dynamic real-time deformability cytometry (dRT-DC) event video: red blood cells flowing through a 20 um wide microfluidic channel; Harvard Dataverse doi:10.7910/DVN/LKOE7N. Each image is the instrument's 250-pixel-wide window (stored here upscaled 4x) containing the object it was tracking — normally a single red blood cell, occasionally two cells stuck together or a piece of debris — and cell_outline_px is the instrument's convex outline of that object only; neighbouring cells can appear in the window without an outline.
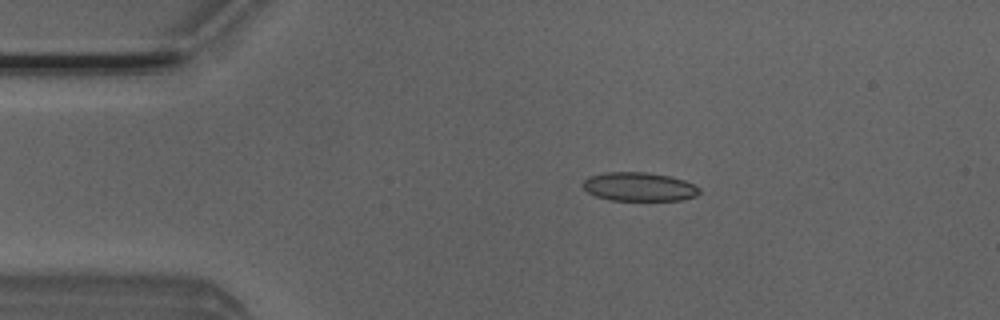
{"species": "Egyptian fruit bat (a non-hibernating species)", "species_latin": "Rousettus aegyptiacus", "temperature_condition": "room temperature", "stored_images_in_passage": 50, "camera_frame_rate_fps": 3000, "um_per_image_px": 0.085, "animal": {"sex": "male"}, "frame": {"image": 1, "passage_image": 9, "time_ms": 2.667, "image_size_px": [1000, 320], "cell_outline_px": [[700, 192], [696, 196], [680, 200], [608, 200], [596, 196], [588, 192], [580, 184], [588, 176], [608, 172], [644, 172], [668, 176], [684, 180], [700, 188]], "centroid_in_image_um": [54.29, 15.87], "position_along_channel_um": 30.7, "area_um2": 19.48}}
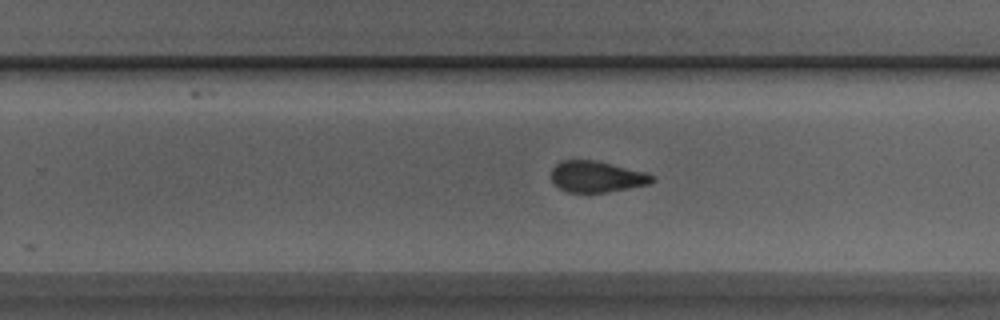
{"frame": {"image": 2, "passage_image": 31, "time_ms": 10.0, "image_size_px": [1000, 320], "cell_outline_px": [[656, 180], [652, 184], [608, 192], [568, 192], [560, 188], [552, 180], [552, 168], [560, 160], [596, 160], [648, 172], [656, 176]], "centroid_in_image_um": [50.8, 15.01], "position_along_channel_um": 279.0, "area_um2": 18.61}}
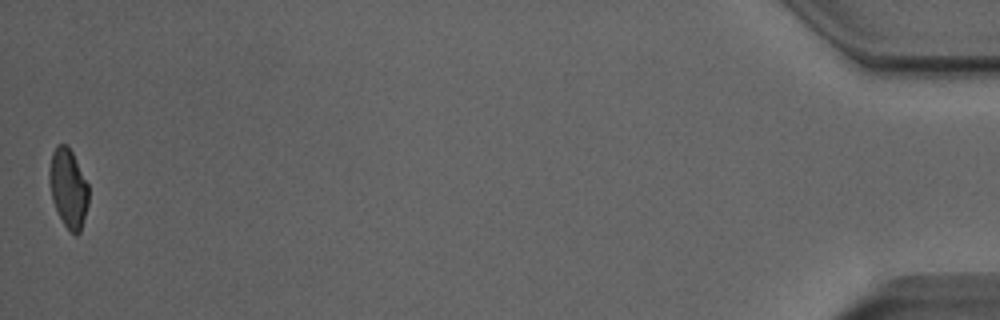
{"frame": {"image": 3, "passage_image": 50, "time_ms": 16.333, "image_size_px": [1000, 320], "cell_outline_px": [[88, 204], [80, 232], [76, 236], [64, 224], [52, 200], [48, 180], [48, 172], [52, 152], [56, 144], [64, 144], [72, 152], [88, 184]], "centroid_in_image_um": [5.79, 15.98], "position_along_channel_um": 429.4, "area_um2": 17.92}, "authors_computed_cell_mechanics": {"area_um2": 19.363, "velocity_mm_per_s": 4.0028, "shape_relaxation_time_tau1_ms": 11.0619, "shape_relaxation_time_tau2_ms": 1.5935, "deformation_change_tau1": 0.2205, "deformation_change_tau2": 0.0806}}